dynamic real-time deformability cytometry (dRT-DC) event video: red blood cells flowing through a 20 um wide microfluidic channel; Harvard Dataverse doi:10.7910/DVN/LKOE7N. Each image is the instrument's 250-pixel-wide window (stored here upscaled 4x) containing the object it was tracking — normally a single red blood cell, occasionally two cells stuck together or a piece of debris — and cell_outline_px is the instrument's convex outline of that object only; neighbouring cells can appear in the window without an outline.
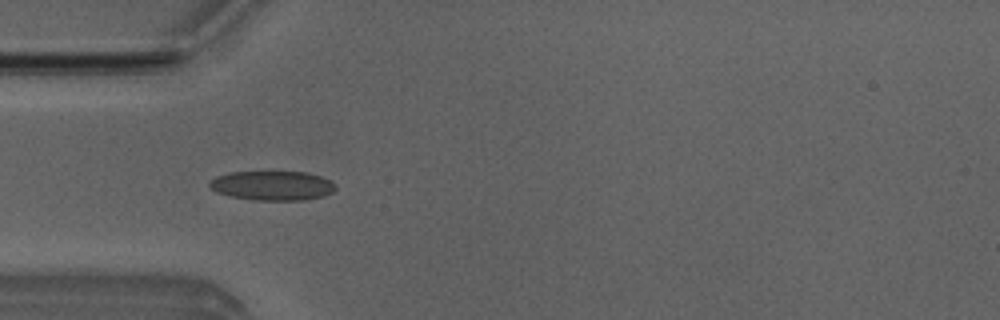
{"species": "Egyptian fruit bat (a non-hibernating species)", "species_latin": "Rousettus aegyptiacus", "temperature_condition": "room temperature", "stored_images_in_passage": 50, "camera_frame_rate_fps": 3000, "um_per_image_px": 0.085, "animal": {"sex": "male"}, "frame": {"image": 1, "passage_image": 14, "time_ms": 4.333, "image_size_px": [1000, 320], "cell_outline_px": [[336, 188], [332, 192], [324, 196], [304, 200], [256, 200], [232, 196], [216, 192], [208, 184], [216, 176], [232, 172], [308, 172], [332, 180], [336, 184]], "centroid_in_image_um": [23.21, 15.77], "position_along_channel_um": 61.8, "area_um2": 21.56}}
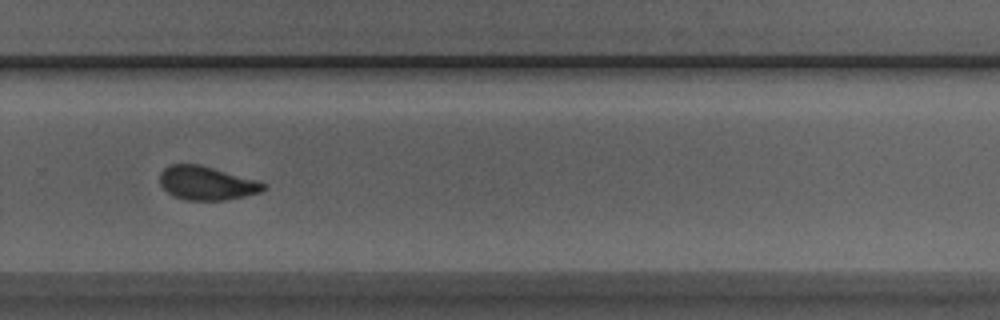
{"frame": {"image": 2, "passage_image": 33, "time_ms": 10.667, "image_size_px": [1000, 320], "cell_outline_px": [[268, 188], [260, 192], [244, 196], [224, 200], [184, 200], [172, 196], [160, 184], [160, 172], [164, 168], [172, 164], [200, 164], [260, 180], [268, 184]], "centroid_in_image_um": [17.61, 15.56], "position_along_channel_um": 312.2, "area_um2": 20.69}}
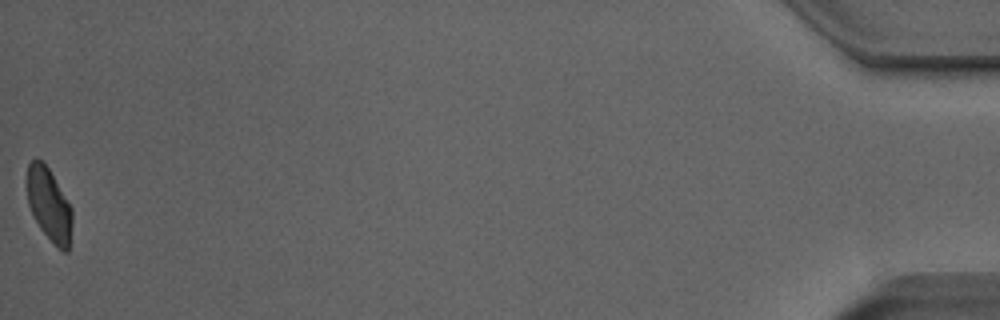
{"frame": {"image": 3, "passage_image": 50, "time_ms": 16.333, "image_size_px": [1000, 320], "cell_outline_px": [[72, 224], [68, 252], [64, 252], [40, 228], [28, 204], [28, 164], [36, 156], [48, 168], [72, 208]], "centroid_in_image_um": [4.19, 17.38], "position_along_channel_um": 431.0, "area_um2": 18.61}, "authors_computed_cell_mechanics": {"area_um2": 20.8947, "velocity_mm_per_s": 3.9715, "shape_relaxation_time_tau1_ms": 3.2092, "shape_relaxation_time_tau2_ms": 1.3442, "deformation_change_tau1": 0.1012, "deformation_change_tau2": 0.0706}}